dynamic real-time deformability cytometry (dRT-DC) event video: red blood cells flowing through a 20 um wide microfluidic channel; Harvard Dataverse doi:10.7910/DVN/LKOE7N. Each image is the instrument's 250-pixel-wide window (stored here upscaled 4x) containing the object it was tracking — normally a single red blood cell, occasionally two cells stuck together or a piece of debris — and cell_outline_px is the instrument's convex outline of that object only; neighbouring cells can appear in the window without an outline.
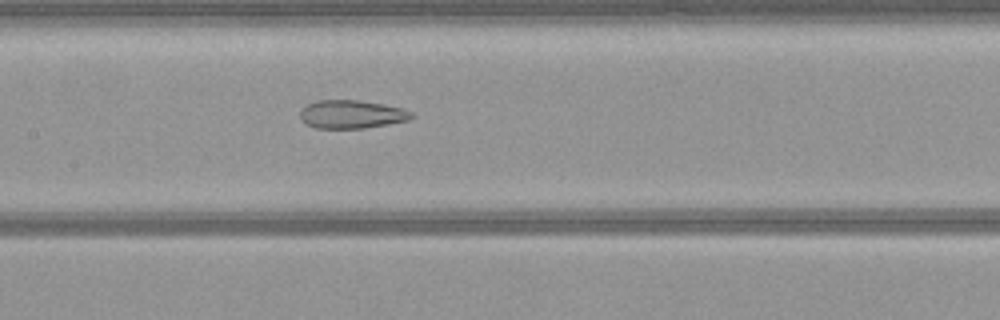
{"species": "common noctule bat (a hibernating species)", "species_latin": "Nyctalus noctula", "temperature_condition": "warm", "stored_images_in_passage": 39, "camera_frame_rate_fps": 3000, "um_per_image_px": 0.085, "animal": {"sex": "female", "body_mass_g": 21.9}, "frame": {"image": 1, "passage_image": 11, "time_ms": 3.333, "image_size_px": [1000, 320], "cell_outline_px": [[416, 116], [408, 120], [388, 124], [364, 128], [316, 128], [304, 124], [300, 120], [300, 108], [316, 100], [360, 100], [384, 104], [404, 108], [412, 112]], "centroid_in_image_um": [29.87, 9.71], "position_along_channel_um": 177.5, "area_um2": 18.67}}
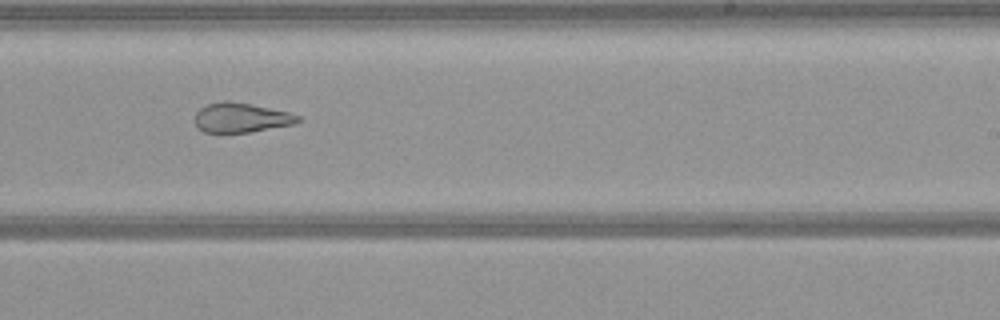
{"frame": {"image": 2, "passage_image": 18, "time_ms": 5.667, "image_size_px": [1000, 320], "cell_outline_px": [[300, 120], [292, 124], [248, 132], [204, 132], [196, 124], [196, 112], [200, 108], [208, 104], [220, 100], [228, 100], [252, 104], [288, 112], [300, 116]], "centroid_in_image_um": [20.48, 9.98], "position_along_channel_um": 268.5, "area_um2": 17.51}}
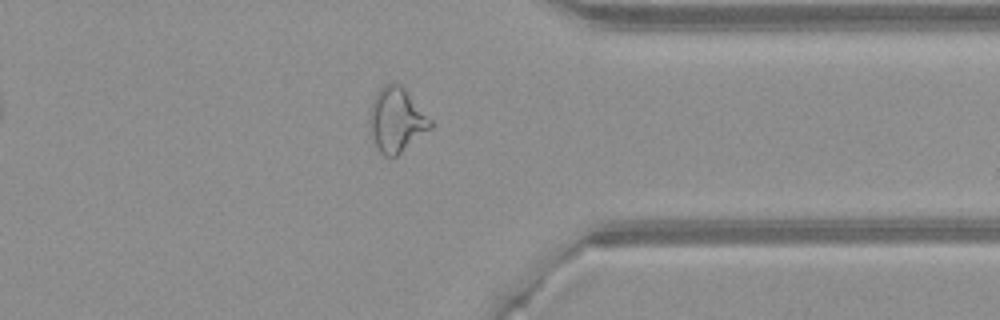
{"frame": {"image": 3, "passage_image": 27, "time_ms": 8.667, "image_size_px": [1000, 320], "cell_outline_px": [[432, 128], [396, 156], [384, 156], [372, 144], [368, 124], [368, 116], [376, 92], [384, 84], [392, 80], [400, 84], [404, 88], [432, 120]], "centroid_in_image_um": [33.66, 10.19], "position_along_channel_um": 377.7, "area_um2": 23.24}}